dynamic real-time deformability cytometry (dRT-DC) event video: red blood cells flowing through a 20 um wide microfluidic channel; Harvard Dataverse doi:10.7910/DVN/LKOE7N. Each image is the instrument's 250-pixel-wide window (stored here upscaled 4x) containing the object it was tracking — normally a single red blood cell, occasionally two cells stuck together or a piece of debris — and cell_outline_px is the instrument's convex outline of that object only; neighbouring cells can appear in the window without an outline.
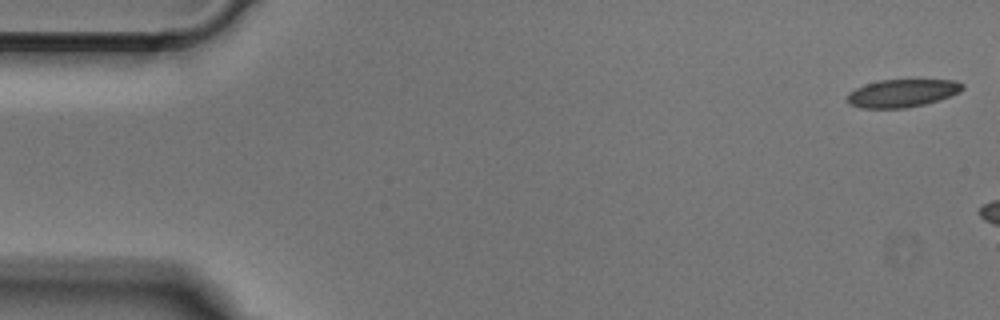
{"species": "Egyptian fruit bat (a non-hibernating species)", "species_latin": "Rousettus aegyptiacus", "temperature_condition": "cold", "stored_images_in_passage": 6, "camera_frame_rate_fps": 3000, "um_per_image_px": 0.085, "animal": {"sex": "male"}, "frame": {"image": 1, "passage_image": 1, "time_ms": 0.0, "image_size_px": [1000, 320], "cell_outline_px": [[964, 88], [960, 92], [924, 104], [904, 108], [860, 108], [848, 104], [848, 92], [864, 84], [880, 80], [956, 80], [964, 84]], "centroid_in_image_um": [76.66, 7.91], "position_along_channel_um": 8.3, "area_um2": 18.61}}